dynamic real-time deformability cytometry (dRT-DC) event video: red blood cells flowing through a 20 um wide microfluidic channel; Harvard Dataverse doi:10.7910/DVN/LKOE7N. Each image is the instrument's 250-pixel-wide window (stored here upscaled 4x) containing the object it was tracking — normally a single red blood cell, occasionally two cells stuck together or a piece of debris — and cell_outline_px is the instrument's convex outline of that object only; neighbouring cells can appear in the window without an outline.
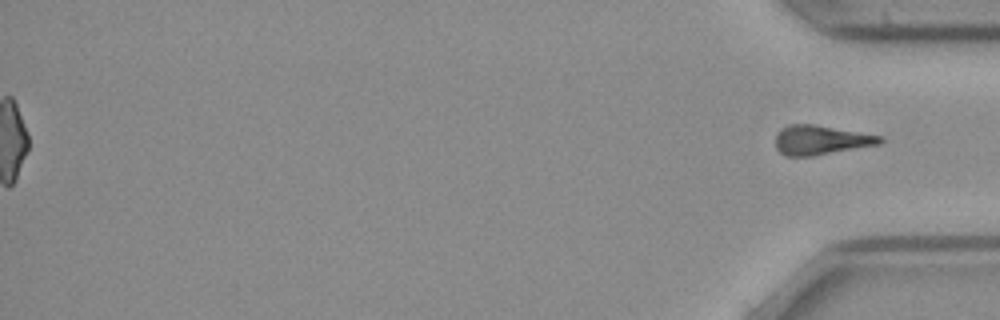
{"species": "common noctule bat (a hibernating species)", "species_latin": "Nyctalus noctula", "temperature_condition": "cold", "stored_images_in_passage": 38, "segment_of_instrument_passage": [2, 2], "camera_frame_rate_fps": 3000, "um_per_image_px": 0.085, "animal": {"sex": "female", "body_mass_g": 21.9}, "frame": {"image": 1, "passage_image": 38, "time_ms": 12.333, "image_size_px": [1000, 320], "cell_outline_px": [[884, 140], [880, 144], [812, 156], [784, 156], [776, 148], [776, 132], [780, 128], [788, 124], [816, 124], [884, 136]], "centroid_in_image_um": [69.76, 11.89], "position_along_channel_um": 365.4, "area_um2": 18.15}}